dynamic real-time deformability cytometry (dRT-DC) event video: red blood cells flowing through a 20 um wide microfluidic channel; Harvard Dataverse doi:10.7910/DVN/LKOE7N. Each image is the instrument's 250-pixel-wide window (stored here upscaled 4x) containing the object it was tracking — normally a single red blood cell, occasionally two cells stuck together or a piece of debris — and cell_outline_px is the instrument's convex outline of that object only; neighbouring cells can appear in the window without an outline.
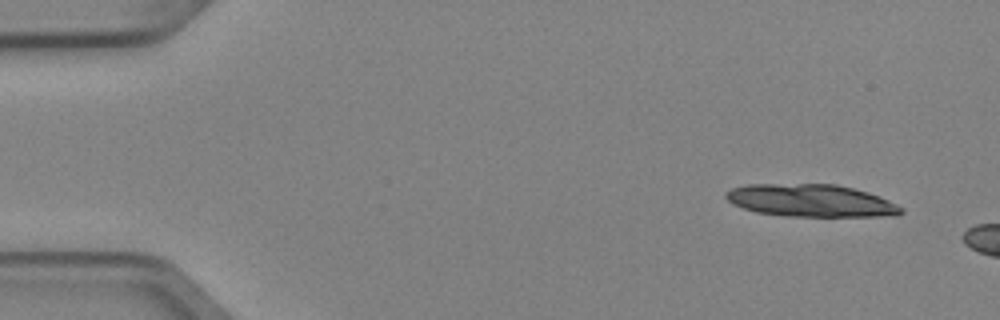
{"species": "Egyptian fruit bat (a non-hibernating species)", "species_latin": "Rousettus aegyptiacus", "temperature_condition": "cold", "stored_images_in_passage": 3, "camera_frame_rate_fps": 3000, "um_per_image_px": 0.085, "animal": {"sex": "female"}, "frame": {"image": 1, "passage_image": 1, "time_ms": 0.0, "image_size_px": [1000, 320], "cell_outline_px": [[904, 212], [896, 216], [788, 216], [756, 212], [732, 204], [724, 196], [724, 192], [732, 188], [748, 184], [836, 184], [868, 192], [880, 196], [904, 208]], "centroid_in_image_um": [68.93, 17.05], "position_along_channel_um": 16.1, "area_um2": 33.23}}